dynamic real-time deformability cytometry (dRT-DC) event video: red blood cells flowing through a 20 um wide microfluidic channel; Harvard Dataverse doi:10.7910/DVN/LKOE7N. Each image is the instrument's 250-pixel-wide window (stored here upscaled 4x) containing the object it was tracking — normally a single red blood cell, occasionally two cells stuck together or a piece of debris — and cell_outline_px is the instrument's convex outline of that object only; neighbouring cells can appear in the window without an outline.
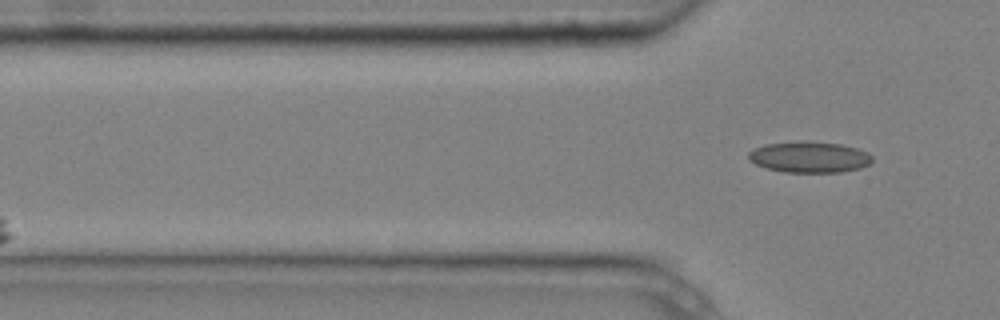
{"species": "common noctule bat (a hibernating species)", "species_latin": "Nyctalus noctula", "temperature_condition": "cold", "stored_images_in_passage": 4, "camera_frame_rate_fps": 3000, "um_per_image_px": 0.085, "animal": {"sex": "male", "body_mass_g": 20.4}, "frame": {"image": 1, "passage_image": 4, "time_ms": 1.0, "image_size_px": [1000, 320], "cell_outline_px": [[872, 160], [868, 164], [860, 168], [840, 172], [784, 172], [768, 168], [756, 164], [748, 160], [748, 152], [764, 144], [804, 140], [840, 144], [856, 148], [868, 152], [872, 156]], "centroid_in_image_um": [68.78, 13.34], "position_along_channel_um": 57.0, "area_um2": 22.43}}